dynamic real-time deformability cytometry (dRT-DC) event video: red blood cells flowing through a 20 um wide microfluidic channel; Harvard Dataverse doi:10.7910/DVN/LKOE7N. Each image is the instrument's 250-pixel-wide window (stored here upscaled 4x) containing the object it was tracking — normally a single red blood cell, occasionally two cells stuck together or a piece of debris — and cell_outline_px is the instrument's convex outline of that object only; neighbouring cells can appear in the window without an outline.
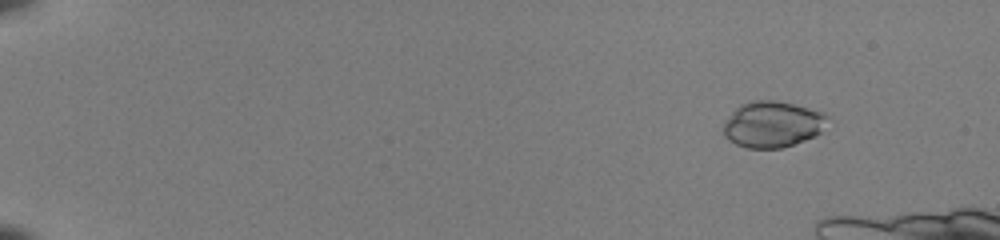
{"species": "common noctule bat (a hibernating species)", "species_latin": "Nyctalus noctula", "temperature_condition": "room temperature", "stored_images_in_passage": 48, "camera_frame_rate_fps": 3000, "um_per_image_px": 0.085, "animal": {"sex": "female", "body_mass_g": 22.0, "forearm_length_mm": 56.7}, "frame": {"image": 1, "passage_image": 7, "time_ms": 2.0, "image_size_px": [1000, 240], "cell_outline_px": [[828, 116], [820, 132], [804, 140], [780, 148], [748, 148], [736, 144], [728, 140], [724, 136], [724, 124], [736, 108], [740, 104], [752, 100], [772, 100], [792, 104], [824, 112]], "centroid_in_image_um": [65.63, 10.56], "position_along_channel_um": 19.4, "area_um2": 27.51}}
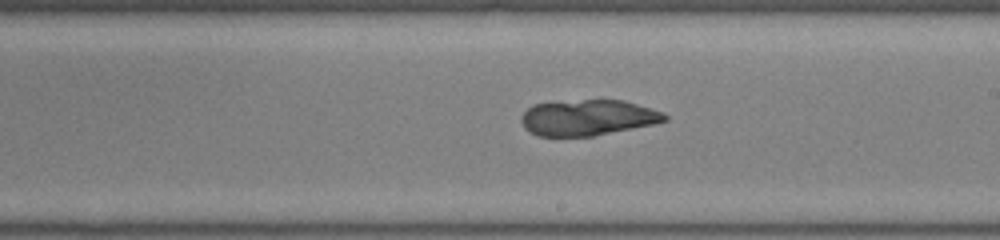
{"frame": {"image": 2, "passage_image": 34, "time_ms": 11.0, "image_size_px": [1000, 240], "cell_outline_px": [[668, 120], [652, 124], [592, 136], [540, 136], [524, 128], [520, 120], [520, 116], [532, 104], [584, 100], [624, 100], [664, 112], [668, 116]], "centroid_in_image_um": [49.96, 9.99], "position_along_channel_um": 239.0, "area_um2": 29.71}}
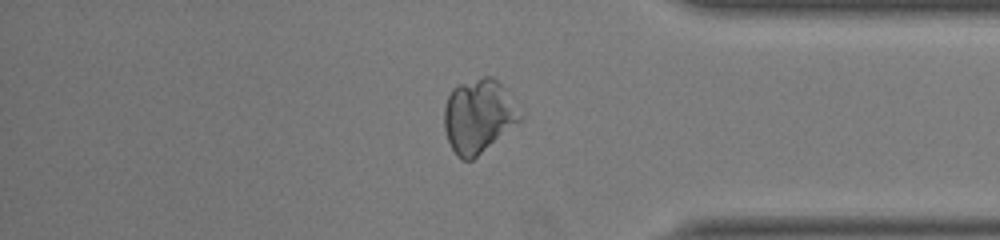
{"frame": {"image": 3, "passage_image": 46, "time_ms": 15.0, "image_size_px": [1000, 240], "cell_outline_px": [[524, 116], [520, 120], [472, 160], [460, 160], [456, 156], [448, 140], [444, 128], [444, 108], [448, 96], [452, 88], [460, 84], [484, 76], [492, 76], [504, 88], [524, 112]], "centroid_in_image_um": [40.67, 9.86], "position_along_channel_um": 394.5, "area_um2": 32.43}}